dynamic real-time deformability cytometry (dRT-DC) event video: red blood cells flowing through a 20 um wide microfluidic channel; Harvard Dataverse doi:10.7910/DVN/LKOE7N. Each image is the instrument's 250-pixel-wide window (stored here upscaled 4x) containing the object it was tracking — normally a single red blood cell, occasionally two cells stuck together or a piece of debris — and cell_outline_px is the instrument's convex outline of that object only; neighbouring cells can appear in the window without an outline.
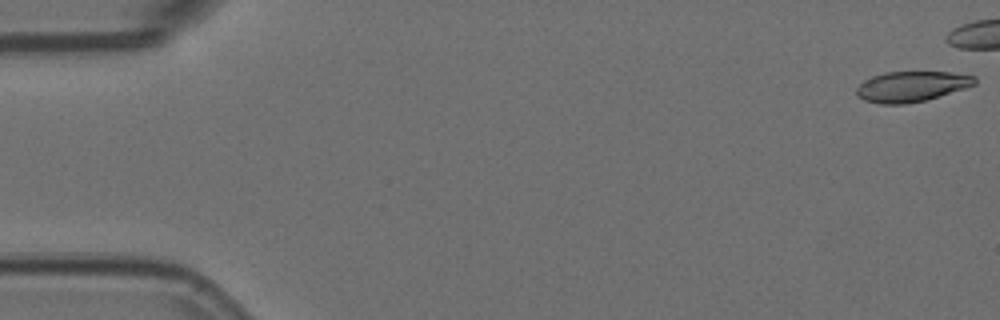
{"species": "Egyptian fruit bat (a non-hibernating species)", "species_latin": "Rousettus aegyptiacus", "temperature_condition": "room temperature", "stored_images_in_passage": 6, "camera_frame_rate_fps": 3000, "um_per_image_px": 0.085, "animal": {"sex": "female"}, "frame": {"image": 1, "passage_image": 1, "time_ms": 0.0, "image_size_px": [1000, 320], "cell_outline_px": [[976, 84], [964, 88], [924, 100], [904, 104], [880, 104], [864, 100], [856, 96], [856, 88], [864, 80], [872, 76], [884, 72], [952, 72], [976, 76]], "centroid_in_image_um": [77.44, 7.34], "position_along_channel_um": 7.6, "area_um2": 20.87}}